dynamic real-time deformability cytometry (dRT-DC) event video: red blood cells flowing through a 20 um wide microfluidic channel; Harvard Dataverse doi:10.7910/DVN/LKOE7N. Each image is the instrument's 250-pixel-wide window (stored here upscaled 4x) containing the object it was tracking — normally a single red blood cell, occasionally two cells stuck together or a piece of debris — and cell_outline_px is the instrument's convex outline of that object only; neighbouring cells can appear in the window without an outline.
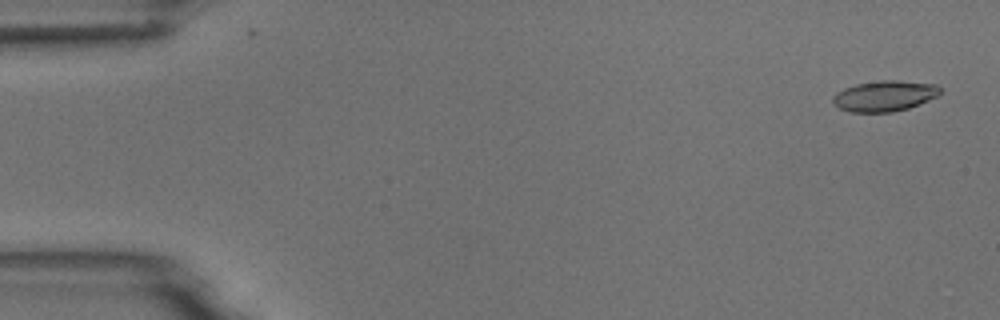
{"species": "common noctule bat (a hibernating species)", "species_latin": "Nyctalus noctula", "temperature_condition": "room temperature", "stored_images_in_passage": 5, "camera_frame_rate_fps": 3000, "um_per_image_px": 0.085, "animal": {"sex": "male", "body_mass_g": 18.8}, "frame": {"image": 1, "passage_image": 1, "time_ms": 0.0, "image_size_px": [1000, 320], "cell_outline_px": [[940, 92], [936, 96], [928, 100], [908, 108], [892, 112], [848, 112], [840, 108], [832, 100], [832, 96], [836, 92], [844, 88], [856, 84], [880, 80], [896, 80], [936, 84], [940, 88]], "centroid_in_image_um": [75.16, 8.15], "position_along_channel_um": 9.8, "area_um2": 19.07}}
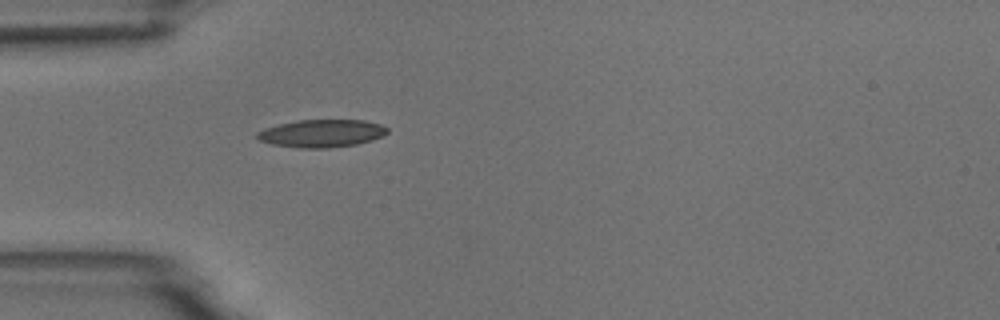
{"frame": {"image": 2, "passage_image": 5, "time_ms": 4.667, "image_size_px": [1000, 320], "cell_outline_px": [[388, 132], [372, 140], [356, 144], [328, 148], [300, 148], [272, 144], [260, 140], [256, 136], [256, 132], [264, 128], [296, 120], [364, 120], [380, 124], [388, 128]], "centroid_in_image_um": [27.33, 11.33], "position_along_channel_um": 57.7, "area_um2": 20.92}}